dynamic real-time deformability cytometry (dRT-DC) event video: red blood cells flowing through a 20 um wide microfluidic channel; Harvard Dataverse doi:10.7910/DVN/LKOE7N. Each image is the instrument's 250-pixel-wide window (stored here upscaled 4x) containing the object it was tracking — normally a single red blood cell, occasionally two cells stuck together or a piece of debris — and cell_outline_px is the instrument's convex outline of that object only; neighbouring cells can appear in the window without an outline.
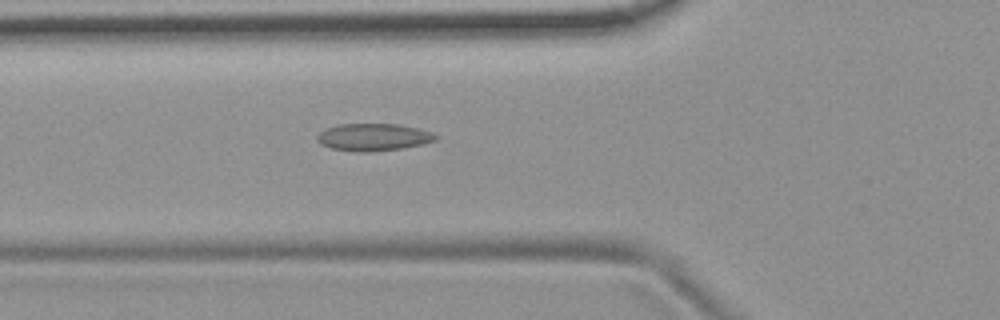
{"species": "common noctule bat (a hibernating species)", "species_latin": "Nyctalus noctula", "temperature_condition": "room temperature", "stored_images_in_passage": 55, "camera_frame_rate_fps": 3000, "um_per_image_px": 0.085, "animal": {"sex": "female", "body_mass_g": 19.9}, "frame": {"image": 1, "passage_image": 20, "time_ms": 6.333, "image_size_px": [1000, 320], "cell_outline_px": [[440, 136], [436, 140], [424, 144], [400, 148], [368, 152], [360, 152], [332, 148], [320, 144], [316, 140], [316, 136], [324, 128], [336, 124], [396, 124], [416, 128], [432, 132]], "centroid_in_image_um": [31.72, 11.65], "position_along_channel_um": 94.1, "area_um2": 18.9}}
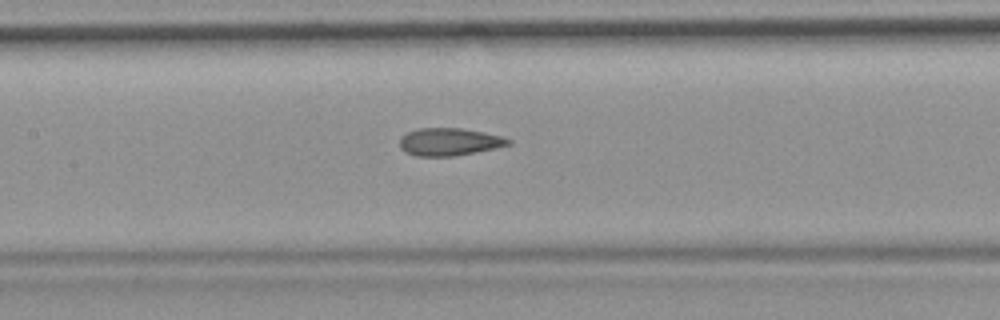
{"frame": {"image": 2, "passage_image": 26, "time_ms": 8.333, "image_size_px": [1000, 320], "cell_outline_px": [[512, 144], [476, 152], [452, 156], [416, 156], [404, 152], [400, 148], [400, 136], [408, 132], [420, 128], [460, 128], [484, 132], [500, 136], [512, 140]], "centroid_in_image_um": [38.17, 12.06], "position_along_channel_um": 169.2, "area_um2": 17.46}}
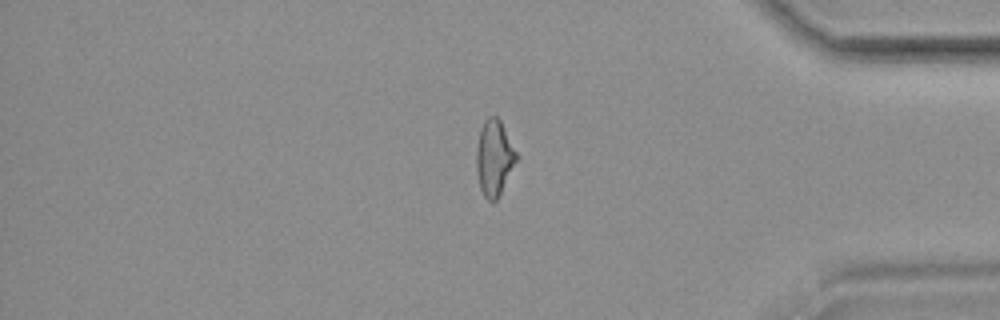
{"frame": {"image": 3, "passage_image": 46, "time_ms": 15.0, "image_size_px": [1000, 320], "cell_outline_px": [[516, 160], [496, 200], [492, 204], [484, 196], [480, 188], [476, 168], [476, 148], [480, 128], [484, 120], [488, 116], [496, 116], [500, 120], [516, 152]], "centroid_in_image_um": [41.96, 13.4], "position_along_channel_um": 393.2, "area_um2": 17.28}, "authors_computed_cell_mechanics": {"area_um2": 18.5538, "velocity_mm_per_s": 3.7356, "shape_relaxation_time_tau1_ms": null, "shape_relaxation_time_tau2_ms": 2.1039, "deformation_change_tau1": null, "deformation_change_tau2": 0.0997}}